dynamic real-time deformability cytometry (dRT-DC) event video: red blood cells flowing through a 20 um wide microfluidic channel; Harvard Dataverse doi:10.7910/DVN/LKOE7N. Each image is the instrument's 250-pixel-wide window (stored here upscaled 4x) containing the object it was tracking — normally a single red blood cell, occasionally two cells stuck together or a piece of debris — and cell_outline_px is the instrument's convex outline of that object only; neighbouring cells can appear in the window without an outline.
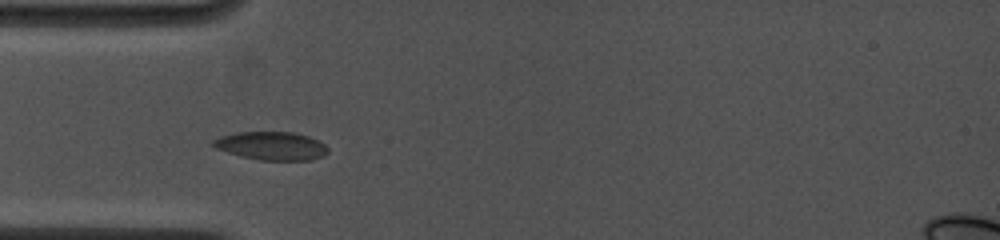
{"species": "common noctule bat (a hibernating species)", "species_latin": "Nyctalus noctula", "temperature_condition": "cold", "stored_images_in_passage": 47, "camera_frame_rate_fps": 4500, "um_per_image_px": 0.085, "animal": {"sex": "female", "body_mass_g": 19.0, "forearm_length_mm": 53.3}, "frame": {"image": 1, "passage_image": 3, "time_ms": 0.667, "image_size_px": [1000, 240], "cell_outline_px": [[328, 152], [324, 156], [308, 160], [260, 160], [240, 156], [216, 148], [212, 144], [212, 140], [220, 136], [236, 132], [292, 132], [308, 136], [324, 144], [328, 148]], "centroid_in_image_um": [23.06, 12.4], "position_along_channel_um": 61.9, "area_um2": 18.84}}
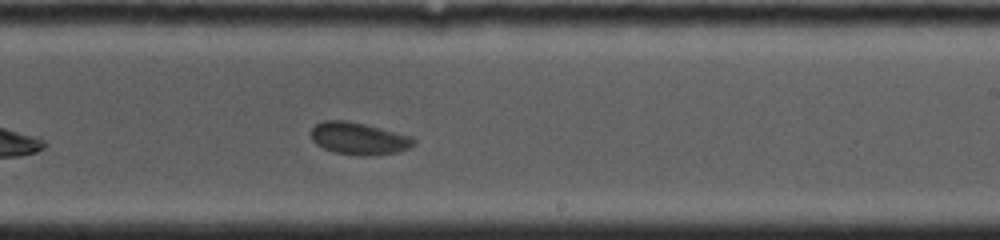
{"frame": {"image": 2, "passage_image": 24, "time_ms": 5.778, "image_size_px": [1000, 240], "cell_outline_px": [[416, 144], [408, 148], [396, 152], [372, 156], [360, 156], [332, 152], [316, 144], [312, 140], [312, 128], [316, 124], [324, 120], [344, 120], [364, 124], [412, 136], [416, 140]], "centroid_in_image_um": [30.51, 11.78], "position_along_channel_um": 258.5, "area_um2": 19.31}}
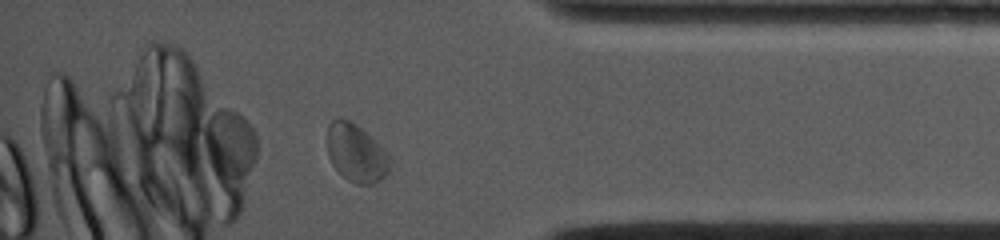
{"frame": {"image": 3, "passage_image": 41, "time_ms": 9.778, "image_size_px": [1000, 240], "cell_outline_px": [[388, 172], [380, 180], [372, 184], [356, 184], [348, 180], [332, 164], [328, 156], [328, 124], [332, 120], [348, 120], [356, 124], [380, 144], [388, 152]], "centroid_in_image_um": [30.27, 13.02], "position_along_channel_um": 404.9, "area_um2": 20.75}, "authors_computed_cell_mechanics": {"area_um2": 19.5364, "velocity_mm_per_s": 3.8645, "shape_relaxation_time_tau1_ms": 2.379, "shape_relaxation_time_tau2_ms": 1.1141, "deformation_change_tau1": 0.0576, "deformation_change_tau2": 0.0489}}